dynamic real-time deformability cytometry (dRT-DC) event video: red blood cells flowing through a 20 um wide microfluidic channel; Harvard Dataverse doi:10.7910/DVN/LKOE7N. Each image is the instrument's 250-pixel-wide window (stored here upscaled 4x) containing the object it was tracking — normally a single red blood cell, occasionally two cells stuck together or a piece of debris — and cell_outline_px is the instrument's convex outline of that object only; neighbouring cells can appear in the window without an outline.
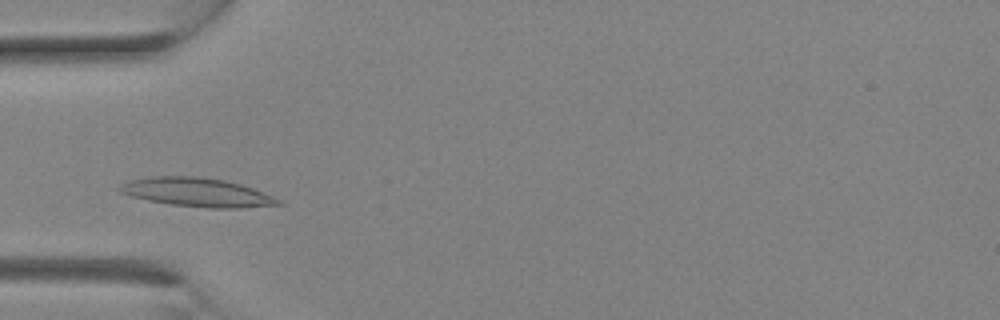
{"species": "Egyptian fruit bat (a non-hibernating species)", "species_latin": "Rousettus aegyptiacus", "temperature_condition": "room temperature", "stored_images_in_passage": 9, "camera_frame_rate_fps": 3000, "um_per_image_px": 0.085, "animal": {"sex": "female"}, "frame": {"image": 1, "passage_image": 6, "time_ms": 1.667, "image_size_px": [1000, 320], "cell_outline_px": [[284, 204], [240, 208], [208, 208], [172, 204], [148, 200], [132, 196], [120, 192], [116, 188], [120, 184], [132, 180], [148, 176], [200, 176], [224, 180], [240, 184], [264, 192], [280, 200]], "centroid_in_image_um": [16.74, 16.34], "position_along_channel_um": 68.3, "area_um2": 26.53}}
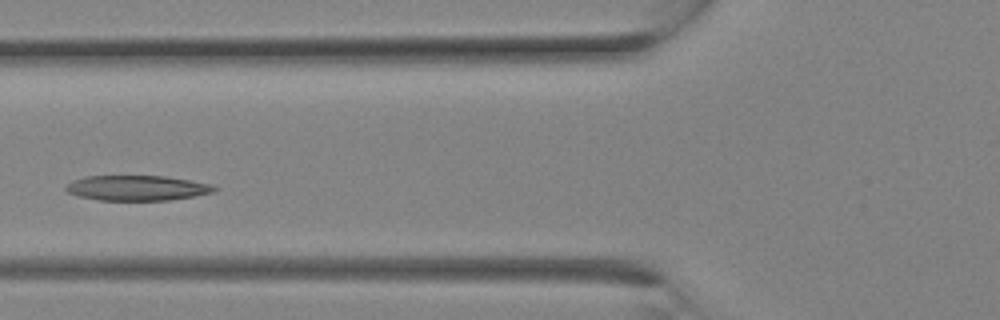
{"frame": {"image": 2, "passage_image": 8, "time_ms": 2.333, "image_size_px": [1000, 320], "cell_outline_px": [[220, 188], [216, 192], [168, 200], [100, 200], [80, 196], [68, 192], [64, 188], [72, 180], [88, 176], [164, 176], [216, 184]], "centroid_in_image_um": [11.73, 15.97], "position_along_channel_um": 114.1, "area_um2": 21.79}}